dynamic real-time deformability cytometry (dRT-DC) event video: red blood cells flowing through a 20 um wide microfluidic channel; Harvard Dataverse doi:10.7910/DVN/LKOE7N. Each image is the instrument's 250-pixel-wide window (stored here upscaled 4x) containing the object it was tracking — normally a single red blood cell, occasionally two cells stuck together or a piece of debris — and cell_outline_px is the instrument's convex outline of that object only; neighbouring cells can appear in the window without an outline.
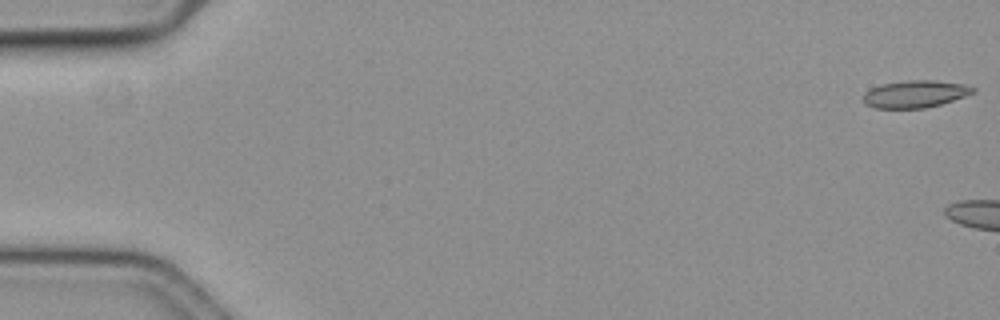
{"species": "common noctule bat (a hibernating species)", "species_latin": "Nyctalus noctula", "temperature_condition": "cold", "stored_images_in_passage": 11, "camera_frame_rate_fps": 3000, "um_per_image_px": 0.085, "animal": {"sex": "female", "body_mass_g": 19.3, "forearm_length_mm": 54.1}, "frame": {"image": 1, "passage_image": 1, "time_ms": 0.0, "image_size_px": [1000, 320], "cell_outline_px": [[976, 88], [972, 92], [964, 96], [940, 104], [924, 108], [876, 108], [864, 104], [860, 100], [864, 92], [880, 84], [908, 80], [932, 80], [964, 84]], "centroid_in_image_um": [77.7, 7.99], "position_along_channel_um": 7.3, "area_um2": 17.4}}